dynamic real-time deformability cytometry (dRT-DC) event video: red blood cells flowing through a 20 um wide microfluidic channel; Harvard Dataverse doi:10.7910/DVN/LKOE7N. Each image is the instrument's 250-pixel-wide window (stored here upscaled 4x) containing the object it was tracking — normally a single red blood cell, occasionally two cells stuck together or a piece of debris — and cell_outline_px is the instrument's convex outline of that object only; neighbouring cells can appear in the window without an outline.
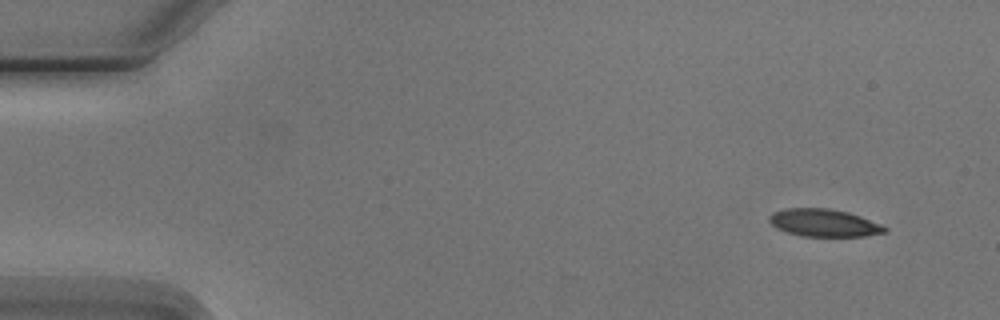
{"species": "Egyptian fruit bat (a non-hibernating species)", "species_latin": "Rousettus aegyptiacus", "temperature_condition": "cold", "stored_images_in_passage": 4, "camera_frame_rate_fps": 3000, "um_per_image_px": 0.085, "animal": {"sex": "male"}, "frame": {"image": 1, "passage_image": 1, "time_ms": 0.0, "image_size_px": [1000, 320], "cell_outline_px": [[888, 232], [864, 236], [800, 236], [776, 228], [768, 220], [768, 216], [772, 212], [788, 208], [828, 208], [848, 212], [860, 216], [880, 224], [888, 228]], "centroid_in_image_um": [70.03, 18.94], "position_along_channel_um": 15.0, "area_um2": 18.55}}
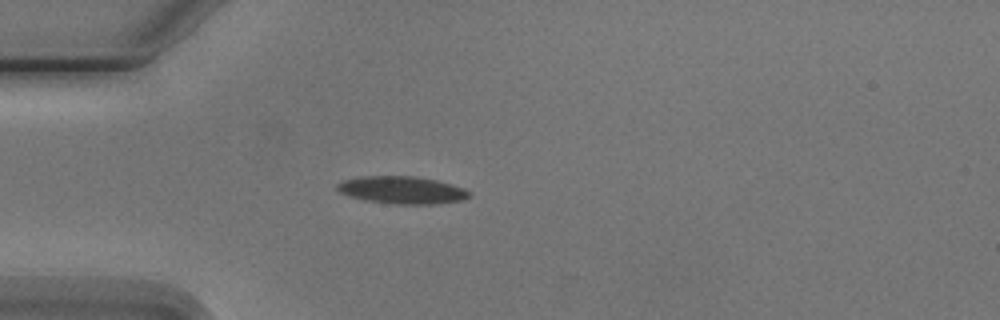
{"frame": {"image": 2, "passage_image": 4, "time_ms": 3.667, "image_size_px": [1000, 320], "cell_outline_px": [[472, 196], [464, 200], [432, 204], [396, 204], [364, 200], [340, 192], [336, 188], [336, 184], [344, 180], [360, 176], [416, 176], [436, 180], [464, 188]], "centroid_in_image_um": [34.18, 16.15], "position_along_channel_um": 50.8, "area_um2": 21.04}}